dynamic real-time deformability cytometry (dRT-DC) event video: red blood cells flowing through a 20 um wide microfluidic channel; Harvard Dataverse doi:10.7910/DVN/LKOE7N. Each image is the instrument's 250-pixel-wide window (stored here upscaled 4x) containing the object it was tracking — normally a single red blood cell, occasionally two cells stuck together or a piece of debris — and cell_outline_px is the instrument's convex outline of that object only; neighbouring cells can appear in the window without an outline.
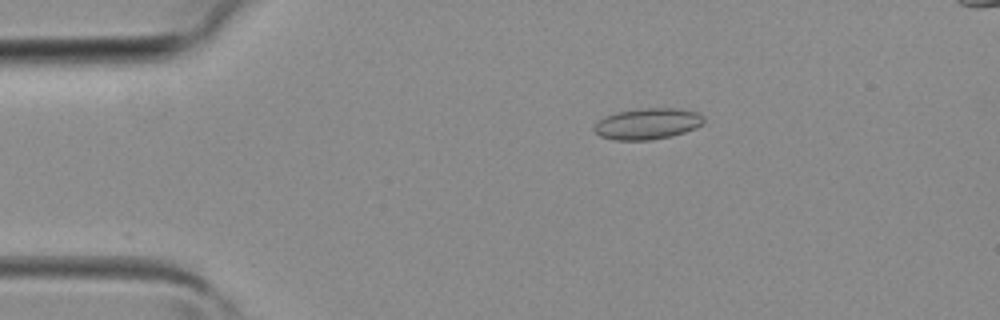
{"species": "common noctule bat (a hibernating species)", "species_latin": "Nyctalus noctula", "temperature_condition": "room temperature", "stored_images_in_passage": 3, "segment_of_instrument_passage": [1, 2], "camera_frame_rate_fps": 3000, "um_per_image_px": 0.085, "animal": {"sex": "female", "body_mass_g": 19.3, "forearm_length_mm": 54.1}, "frame": {"image": 1, "passage_image": 1, "time_ms": 0.0, "image_size_px": [1000, 320], "cell_outline_px": [[704, 124], [696, 128], [672, 136], [652, 140], [612, 140], [600, 136], [592, 128], [600, 120], [608, 116], [620, 112], [644, 108], [676, 108], [700, 112], [704, 116]], "centroid_in_image_um": [55.11, 10.53], "position_along_channel_um": 29.9, "area_um2": 19.88}}